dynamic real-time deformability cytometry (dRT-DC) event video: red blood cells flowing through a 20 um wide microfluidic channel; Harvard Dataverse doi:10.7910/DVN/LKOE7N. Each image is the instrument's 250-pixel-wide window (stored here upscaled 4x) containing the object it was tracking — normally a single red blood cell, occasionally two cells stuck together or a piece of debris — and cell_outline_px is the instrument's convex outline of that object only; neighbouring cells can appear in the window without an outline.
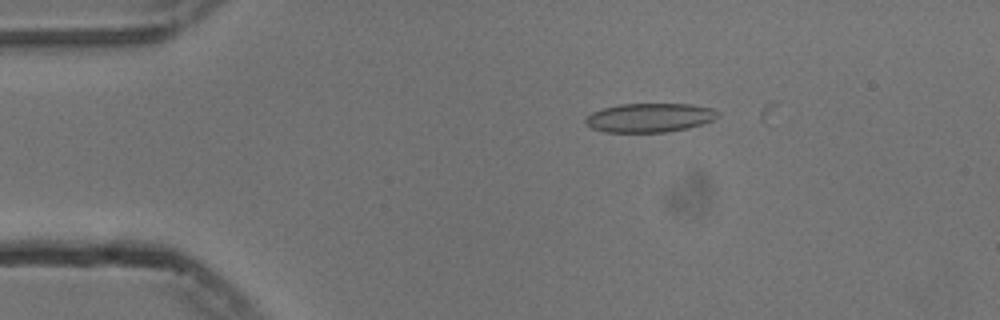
{"species": "common noctule bat (a hibernating species)", "species_latin": "Nyctalus noctula", "temperature_condition": "cold", "stored_images_in_passage": 3, "camera_frame_rate_fps": 3000, "um_per_image_px": 0.085, "animal": {"sex": "male", "body_mass_g": 13.3}, "frame": {"image": 1, "passage_image": 2, "time_ms": 0.333, "image_size_px": [1000, 320], "cell_outline_px": [[720, 116], [712, 120], [688, 128], [664, 132], [604, 132], [592, 128], [584, 120], [592, 112], [604, 108], [620, 104], [692, 104], [712, 108], [720, 112]], "centroid_in_image_um": [55.24, 10.0], "position_along_channel_um": 29.8, "area_um2": 22.25}}